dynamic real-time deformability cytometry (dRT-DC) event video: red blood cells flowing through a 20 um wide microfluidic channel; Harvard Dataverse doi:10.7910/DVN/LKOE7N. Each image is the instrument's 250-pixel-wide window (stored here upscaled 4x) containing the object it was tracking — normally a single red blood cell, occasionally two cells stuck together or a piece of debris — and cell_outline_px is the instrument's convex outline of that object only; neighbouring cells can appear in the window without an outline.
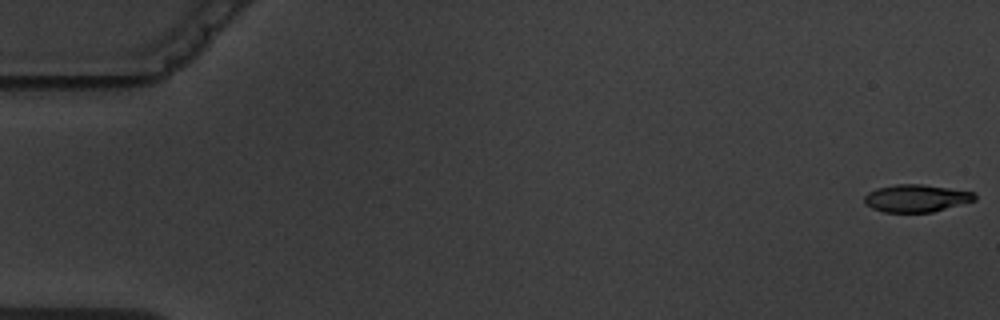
{"species": "common noctule bat (a hibernating species)", "species_latin": "Nyctalus noctula", "temperature_condition": "warm", "stored_images_in_passage": 5, "camera_frame_rate_fps": 3000, "um_per_image_px": 0.085, "animal": {"sex": "male", "body_mass_g": 19.5, "forearm_length_mm": 54.6}, "frame": {"image": 1, "passage_image": 1, "time_ms": 0.0, "image_size_px": [1000, 320], "cell_outline_px": [[976, 200], [932, 212], [884, 212], [872, 208], [864, 204], [864, 196], [868, 192], [876, 188], [896, 184], [920, 184], [976, 192]], "centroid_in_image_um": [77.86, 16.85], "position_along_channel_um": 7.1, "area_um2": 17.69}}
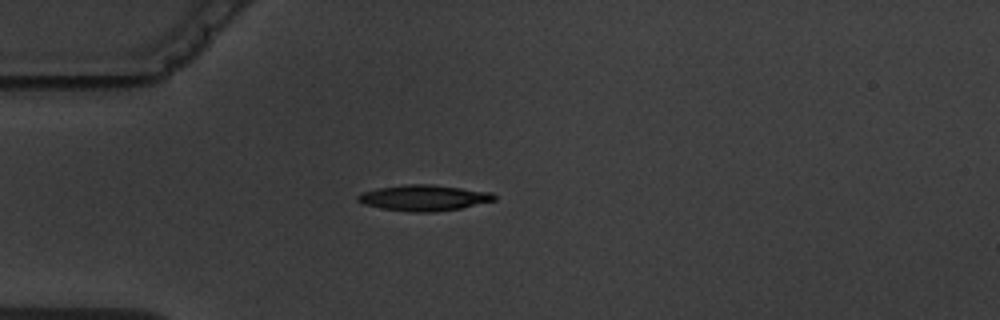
{"frame": {"image": 2, "passage_image": 5, "time_ms": 5.0, "image_size_px": [1000, 320], "cell_outline_px": [[496, 200], [460, 208], [436, 212], [412, 212], [380, 208], [364, 204], [356, 200], [356, 196], [364, 192], [376, 188], [408, 184], [432, 184], [492, 192], [496, 196]], "centroid_in_image_um": [36.03, 16.81], "position_along_channel_um": 49.0, "area_um2": 20.58}}